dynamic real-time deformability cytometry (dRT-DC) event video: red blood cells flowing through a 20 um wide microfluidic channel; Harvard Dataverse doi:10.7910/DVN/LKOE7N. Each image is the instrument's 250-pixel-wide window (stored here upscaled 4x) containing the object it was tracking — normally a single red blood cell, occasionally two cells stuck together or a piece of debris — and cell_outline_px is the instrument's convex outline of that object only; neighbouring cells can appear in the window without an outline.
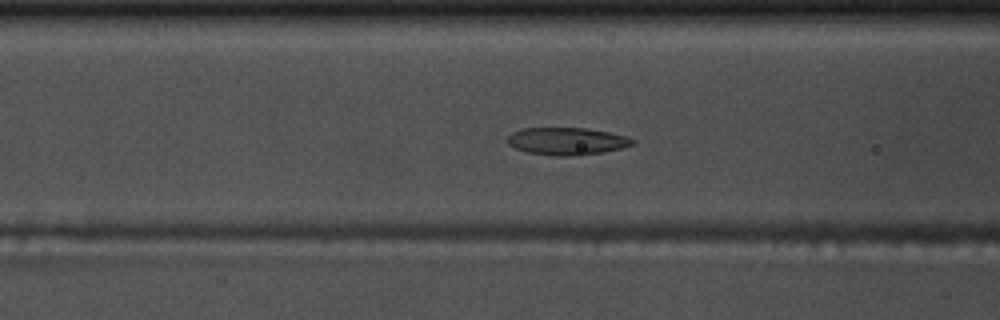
{"species": "common noctule bat (a hibernating species)", "species_latin": "Nyctalus noctula", "temperature_condition": "warm", "stored_images_in_passage": 50, "camera_frame_rate_fps": 3000, "um_per_image_px": 0.085, "animal": {"sex": "male", "body_mass_g": 17.5, "forearm_length_mm": 52.3}, "frame": {"image": 1, "passage_image": 16, "time_ms": 5.0, "image_size_px": [1000, 320], "cell_outline_px": [[636, 144], [620, 148], [600, 152], [576, 156], [552, 156], [528, 152], [516, 148], [508, 144], [504, 140], [512, 132], [520, 128], [584, 128], [608, 132], [628, 136], [636, 140]], "centroid_in_image_um": [48.16, 12.0], "position_along_channel_um": 118.4, "area_um2": 20.11}}
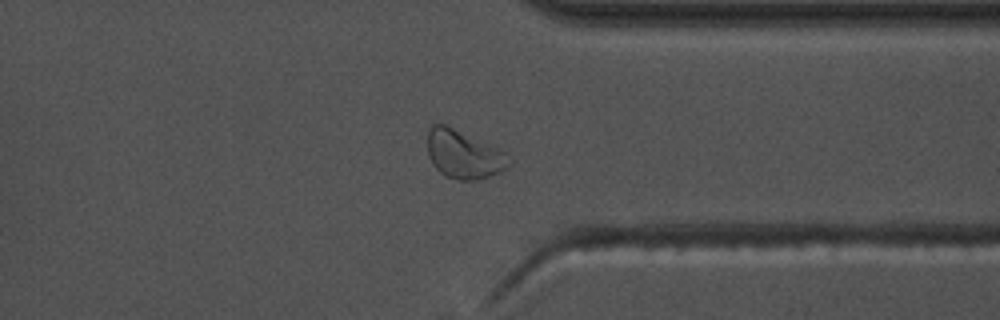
{"frame": {"image": 2, "passage_image": 37, "time_ms": 12.0, "image_size_px": [1000, 320], "cell_outline_px": [[512, 164], [500, 172], [476, 180], [460, 180], [444, 176], [432, 164], [428, 156], [428, 128], [432, 124], [444, 124], [500, 148], [504, 152]], "centroid_in_image_um": [39.4, 13.12], "position_along_channel_um": 372.0, "area_um2": 22.95}}
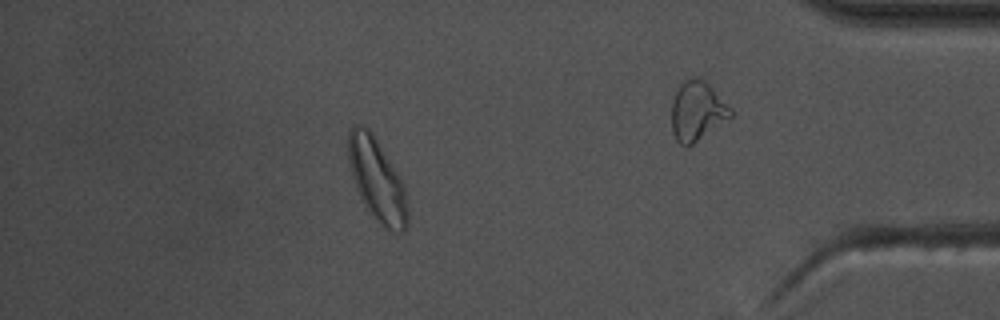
{"frame": {"image": 3, "passage_image": 43, "time_ms": 14.0, "image_size_px": [1000, 320], "cell_outline_px": [[408, 224], [404, 232], [392, 232], [380, 224], [368, 212], [356, 188], [352, 176], [348, 160], [348, 128], [352, 124], [364, 124], [372, 132], [400, 176], [404, 184], [408, 208]], "centroid_in_image_um": [32.04, 15.27], "position_along_channel_um": 403.2, "area_um2": 29.02}, "authors_computed_cell_mechanics": {"area_um2": 20.9525, "velocity_mm_per_s": 3.6536, "shape_relaxation_time_tau1_ms": 7.2251, "shape_relaxation_time_tau2_ms": 2.1646, "deformation_change_tau1": 0.1455, "deformation_change_tau2": 0.066}}